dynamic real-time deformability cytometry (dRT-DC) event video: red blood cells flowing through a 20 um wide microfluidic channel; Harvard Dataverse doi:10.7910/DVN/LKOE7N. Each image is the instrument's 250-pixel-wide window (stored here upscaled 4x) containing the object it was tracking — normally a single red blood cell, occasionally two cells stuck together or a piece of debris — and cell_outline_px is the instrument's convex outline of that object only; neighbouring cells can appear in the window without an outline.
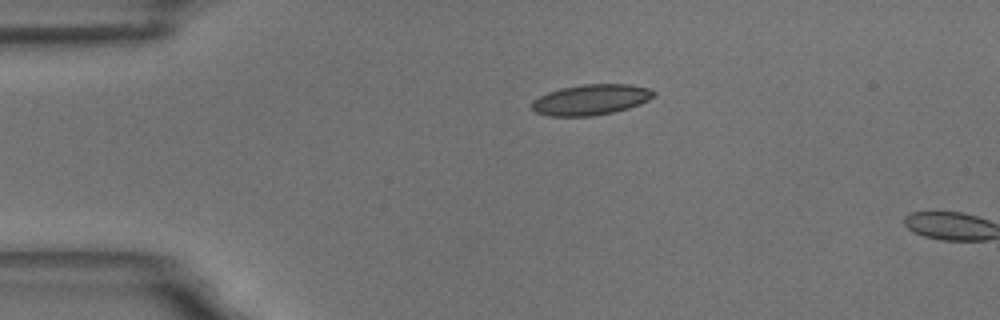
{"species": "common noctule bat (a hibernating species)", "species_latin": "Nyctalus noctula", "temperature_condition": "room temperature", "stored_images_in_passage": 2, "camera_frame_rate_fps": 3000, "um_per_image_px": 0.085, "animal": {"sex": "male", "body_mass_g": 18.8}, "frame": {"image": 1, "passage_image": 1, "time_ms": 0.0, "image_size_px": [1000, 320], "cell_outline_px": [[656, 96], [640, 104], [628, 108], [612, 112], [592, 116], [548, 116], [536, 112], [532, 108], [532, 100], [548, 92], [560, 88], [584, 84], [628, 84], [648, 88], [656, 92]], "centroid_in_image_um": [50.23, 8.47], "position_along_channel_um": 34.8, "area_um2": 21.73}}